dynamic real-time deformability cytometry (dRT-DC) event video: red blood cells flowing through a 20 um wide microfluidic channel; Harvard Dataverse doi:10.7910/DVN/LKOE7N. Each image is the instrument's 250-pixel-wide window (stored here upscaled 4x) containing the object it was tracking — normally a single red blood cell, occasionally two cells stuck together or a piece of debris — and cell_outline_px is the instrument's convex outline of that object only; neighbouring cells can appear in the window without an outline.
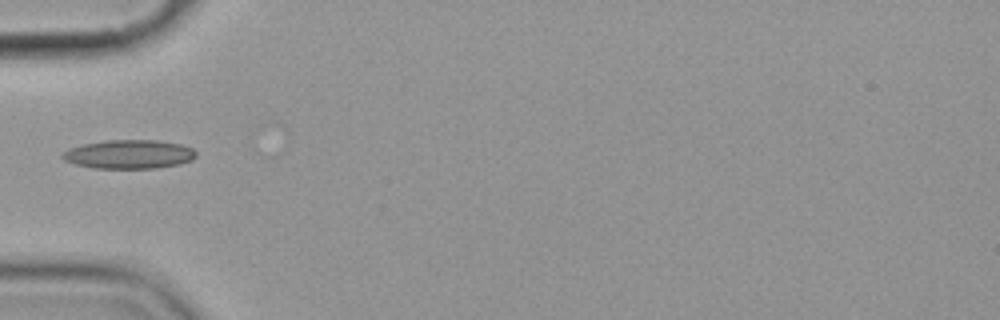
{"species": "common noctule bat (a hibernating species)", "species_latin": "Nyctalus noctula", "temperature_condition": "cold", "stored_images_in_passage": 2, "camera_frame_rate_fps": 3000, "um_per_image_px": 0.085, "animal": {"sex": "female", "body_mass_g": 19.9}, "frame": {"image": 1, "passage_image": 1, "time_ms": 0.0, "image_size_px": [1000, 320], "cell_outline_px": [[196, 156], [192, 160], [176, 164], [156, 168], [92, 168], [76, 164], [64, 160], [60, 156], [68, 148], [84, 144], [104, 140], [156, 140], [180, 144], [192, 148], [196, 152]], "centroid_in_image_um": [10.95, 13.11], "position_along_channel_um": 74.1, "area_um2": 22.37}}